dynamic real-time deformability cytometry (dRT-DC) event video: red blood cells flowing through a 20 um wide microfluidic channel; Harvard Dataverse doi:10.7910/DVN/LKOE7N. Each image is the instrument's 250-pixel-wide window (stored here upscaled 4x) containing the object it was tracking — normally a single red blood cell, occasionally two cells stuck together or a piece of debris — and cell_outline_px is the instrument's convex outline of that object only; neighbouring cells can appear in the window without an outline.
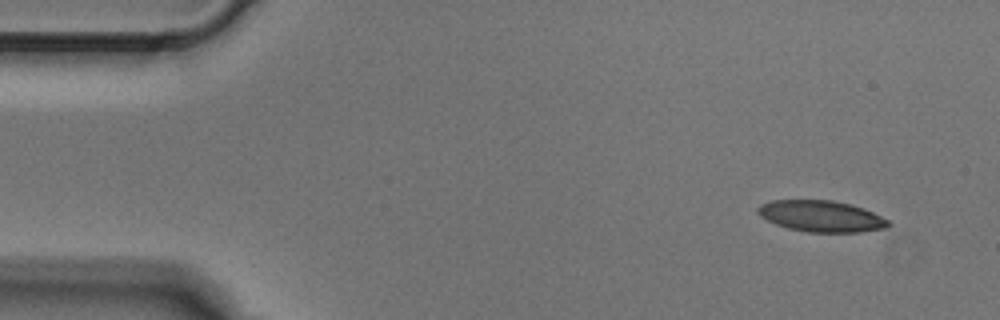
{"species": "Egyptian fruit bat (a non-hibernating species)", "species_latin": "Rousettus aegyptiacus", "temperature_condition": "cold", "stored_images_in_passage": 4, "camera_frame_rate_fps": 3000, "um_per_image_px": 0.085, "animal": {"sex": "male"}, "frame": {"image": 1, "passage_image": 1, "time_ms": 0.0, "image_size_px": [1000, 320], "cell_outline_px": [[892, 224], [884, 228], [860, 232], [808, 232], [788, 228], [776, 224], [760, 216], [756, 212], [756, 208], [760, 204], [772, 200], [832, 200], [852, 204], [864, 208], [888, 220]], "centroid_in_image_um": [69.79, 18.37], "position_along_channel_um": 15.2, "area_um2": 23.81}}
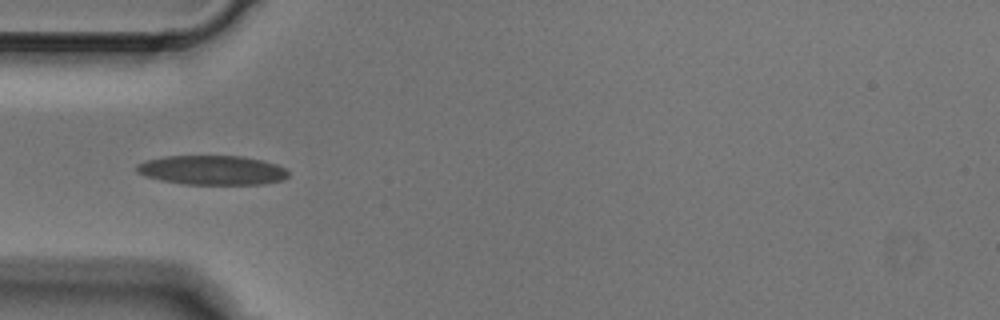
{"frame": {"image": 2, "passage_image": 4, "time_ms": 1.0, "image_size_px": [1000, 320], "cell_outline_px": [[288, 176], [284, 180], [264, 184], [184, 184], [160, 180], [144, 176], [136, 172], [136, 164], [144, 160], [164, 156], [240, 156], [264, 160], [288, 168]], "centroid_in_image_um": [18.03, 14.46], "position_along_channel_um": 67.0, "area_um2": 26.3}}